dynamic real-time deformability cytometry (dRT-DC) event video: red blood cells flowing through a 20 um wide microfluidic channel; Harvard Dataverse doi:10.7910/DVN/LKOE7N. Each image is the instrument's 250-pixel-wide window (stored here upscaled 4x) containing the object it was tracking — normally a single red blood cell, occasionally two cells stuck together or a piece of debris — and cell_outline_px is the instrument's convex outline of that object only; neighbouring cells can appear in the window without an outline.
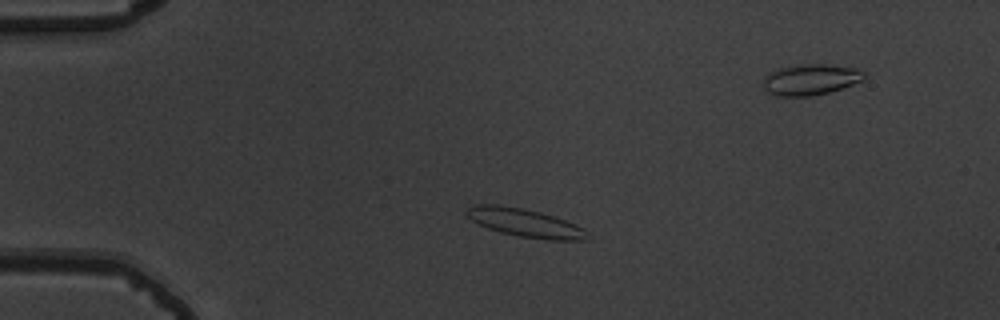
{"species": "common noctule bat (a hibernating species)", "species_latin": "Nyctalus noctula", "temperature_condition": "warm", "stored_images_in_passage": 46, "segment_of_instrument_passage": [1, 2], "camera_frame_rate_fps": 3000, "um_per_image_px": 0.085, "animal": {"sex": "male", "body_mass_g": 19.5, "forearm_length_mm": 54.6}, "frame": {"image": 1, "passage_image": 3, "time_ms": 0.667, "image_size_px": [1000, 320], "cell_outline_px": [[592, 240], [548, 240], [520, 236], [500, 232], [488, 228], [472, 220], [464, 212], [468, 208], [476, 204], [500, 204], [540, 212], [564, 220], [584, 228], [588, 232]], "centroid_in_image_um": [44.66, 18.95], "position_along_channel_um": 40.3, "area_um2": 19.83}}
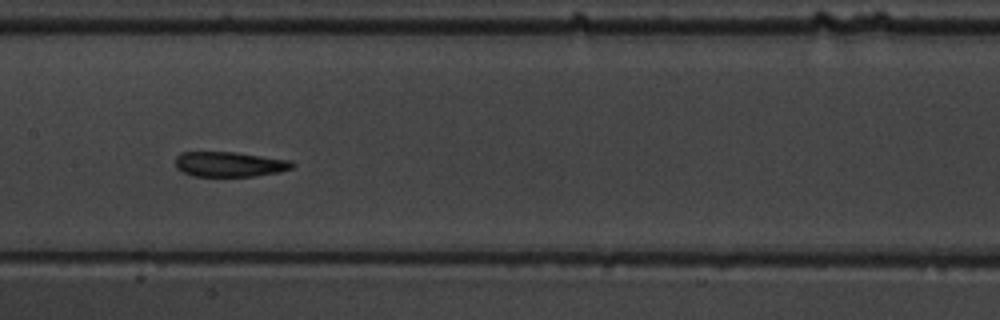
{"frame": {"image": 2, "passage_image": 18, "time_ms": 5.667, "image_size_px": [1000, 320], "cell_outline_px": [[296, 164], [292, 168], [280, 172], [252, 176], [192, 176], [176, 168], [176, 156], [180, 152], [236, 152], [292, 160]], "centroid_in_image_um": [19.54, 13.95], "position_along_channel_um": 187.9, "area_um2": 17.17}}
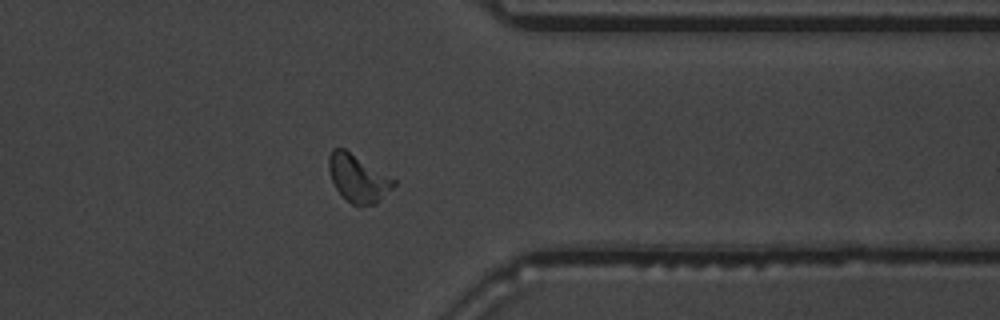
{"frame": {"image": 3, "passage_image": 34, "time_ms": 11.0, "image_size_px": [1000, 320], "cell_outline_px": [[396, 184], [376, 204], [352, 204], [336, 188], [332, 180], [328, 168], [328, 156], [332, 148], [344, 148], [396, 180]], "centroid_in_image_um": [30.42, 15.12], "position_along_channel_um": 381.0, "area_um2": 17.57}}